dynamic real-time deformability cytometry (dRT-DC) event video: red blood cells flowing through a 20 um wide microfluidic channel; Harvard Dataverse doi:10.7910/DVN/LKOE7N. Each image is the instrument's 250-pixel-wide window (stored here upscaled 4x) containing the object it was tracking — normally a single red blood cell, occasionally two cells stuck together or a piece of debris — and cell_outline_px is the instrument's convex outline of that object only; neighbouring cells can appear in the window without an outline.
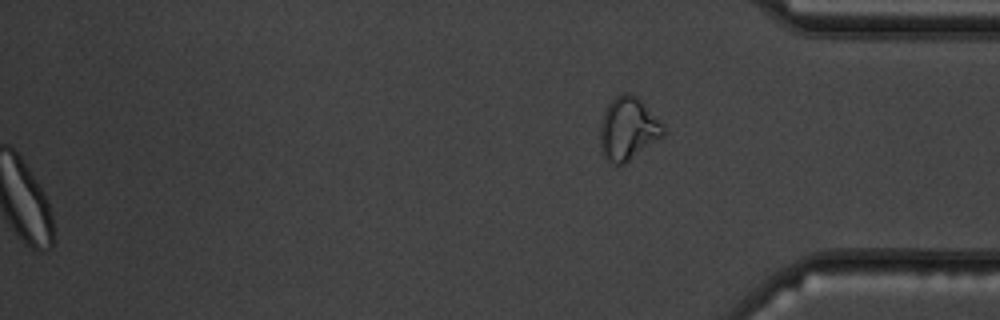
{"species": "common noctule bat (a hibernating species)", "species_latin": "Nyctalus noctula", "temperature_condition": "warm", "stored_images_in_passage": 49, "segment_of_instrument_passage": [2, 2], "camera_frame_rate_fps": 3000, "um_per_image_px": 0.085, "animal": {"sex": "male", "body_mass_g": 19.5, "forearm_length_mm": 54.6}, "frame": {"image": 1, "passage_image": 49, "time_ms": 16.0, "image_size_px": [1000, 320], "cell_outline_px": [[664, 136], [620, 168], [608, 164], [600, 148], [600, 124], [604, 112], [608, 104], [616, 96], [624, 92], [628, 92], [636, 96], [644, 104], [664, 128]], "centroid_in_image_um": [53.34, 11.02], "position_along_channel_um": 381.9, "area_um2": 23.35}}